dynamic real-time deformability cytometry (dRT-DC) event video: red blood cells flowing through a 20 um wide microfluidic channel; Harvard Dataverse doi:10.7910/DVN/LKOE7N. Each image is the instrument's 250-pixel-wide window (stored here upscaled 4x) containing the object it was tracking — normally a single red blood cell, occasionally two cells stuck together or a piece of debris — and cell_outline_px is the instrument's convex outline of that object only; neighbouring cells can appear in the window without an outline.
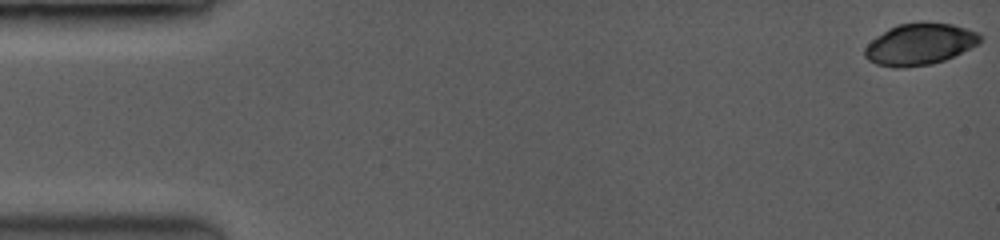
{"species": "common noctule bat (a hibernating species)", "species_latin": "Nyctalus noctula", "temperature_condition": "room temperature", "stored_images_in_passage": 75, "camera_frame_rate_fps": 3500, "um_per_image_px": 0.085, "animal": {"sex": "female", "body_mass_g": 19.0, "forearm_length_mm": 53.3}, "frame": {"image": 1, "passage_image": 1, "time_ms": 0.0, "image_size_px": [1000, 240], "cell_outline_px": [[980, 40], [976, 44], [944, 60], [932, 64], [904, 68], [896, 68], [876, 64], [868, 60], [864, 56], [864, 48], [872, 40], [884, 32], [900, 24], [952, 24], [976, 32], [980, 36]], "centroid_in_image_um": [78.12, 3.8], "position_along_channel_um": 6.9, "area_um2": 26.93}}
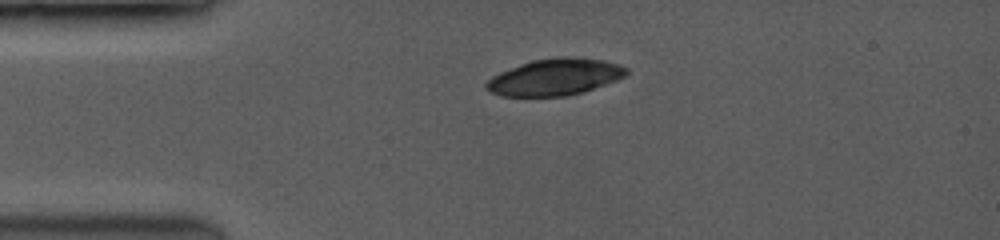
{"frame": {"image": 2, "passage_image": 18, "time_ms": 3.714, "image_size_px": [1000, 240], "cell_outline_px": [[628, 72], [624, 76], [616, 80], [580, 92], [564, 96], [504, 96], [492, 92], [484, 88], [484, 84], [492, 76], [500, 72], [532, 60], [600, 60], [616, 64], [628, 68]], "centroid_in_image_um": [47.09, 6.6], "position_along_channel_um": 37.9, "area_um2": 28.32}}
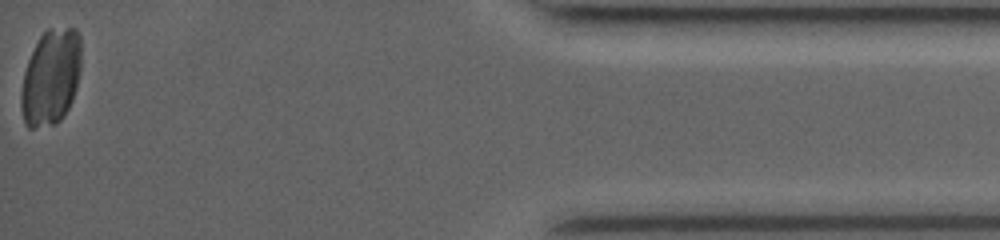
{"frame": {"image": 3, "passage_image": 75, "time_ms": 15.714, "image_size_px": [1000, 240], "cell_outline_px": [[80, 72], [76, 88], [72, 100], [64, 116], [56, 124], [32, 128], [28, 128], [24, 124], [20, 108], [20, 92], [24, 72], [28, 60], [40, 36], [48, 28], [76, 28], [80, 32]], "centroid_in_image_um": [4.31, 6.58], "position_along_channel_um": 430.9, "area_um2": 33.93}}